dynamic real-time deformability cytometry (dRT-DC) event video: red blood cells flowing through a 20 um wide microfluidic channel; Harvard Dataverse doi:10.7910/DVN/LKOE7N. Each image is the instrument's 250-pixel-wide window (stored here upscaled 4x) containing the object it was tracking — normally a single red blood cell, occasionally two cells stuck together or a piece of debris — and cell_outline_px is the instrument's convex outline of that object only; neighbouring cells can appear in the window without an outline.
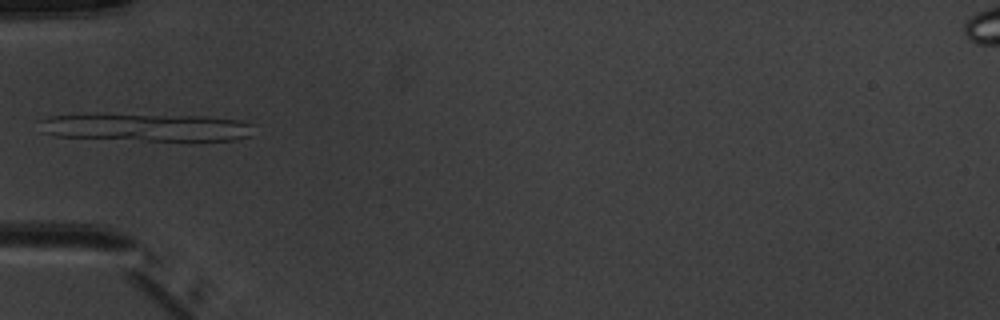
{"species": "common noctule bat (a hibernating species)", "species_latin": "Nyctalus noctula", "temperature_condition": "warm", "stored_images_in_passage": 6, "camera_frame_rate_fps": 3000, "um_per_image_px": 0.085, "animal": {"sex": "male", "body_mass_g": 20.1, "forearm_length_mm": 53.5}, "frame": {"image": 1, "passage_image": 4, "time_ms": 4.0, "image_size_px": [1000, 320], "cell_outline_px": [[252, 136], [236, 140], [200, 144], [188, 144], [56, 136], [40, 132], [40, 120], [48, 116], [96, 112], [208, 116], [240, 120], [252, 124]], "centroid_in_image_um": [12.49, 10.85], "position_along_channel_um": 72.5, "area_um2": 37.92}}
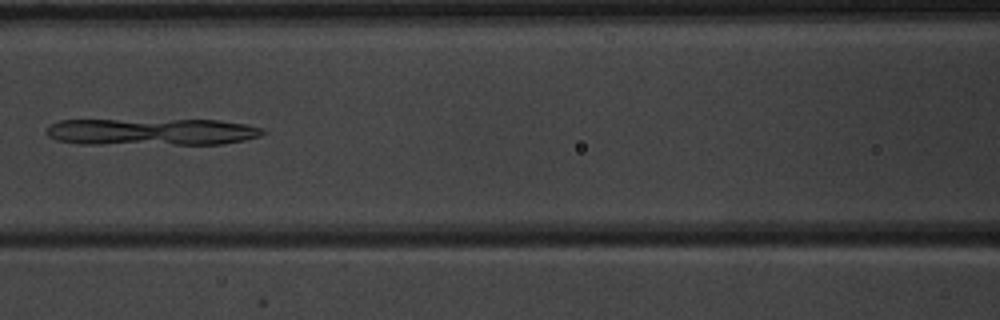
{"frame": {"image": 2, "passage_image": 6, "time_ms": 6.0, "image_size_px": [1000, 320], "cell_outline_px": [[268, 132], [260, 136], [244, 140], [224, 144], [76, 144], [56, 140], [48, 136], [44, 132], [48, 124], [60, 120], [220, 120], [248, 124], [264, 128]], "centroid_in_image_um": [12.89, 11.21], "position_along_channel_um": 153.7, "area_um2": 34.56}}